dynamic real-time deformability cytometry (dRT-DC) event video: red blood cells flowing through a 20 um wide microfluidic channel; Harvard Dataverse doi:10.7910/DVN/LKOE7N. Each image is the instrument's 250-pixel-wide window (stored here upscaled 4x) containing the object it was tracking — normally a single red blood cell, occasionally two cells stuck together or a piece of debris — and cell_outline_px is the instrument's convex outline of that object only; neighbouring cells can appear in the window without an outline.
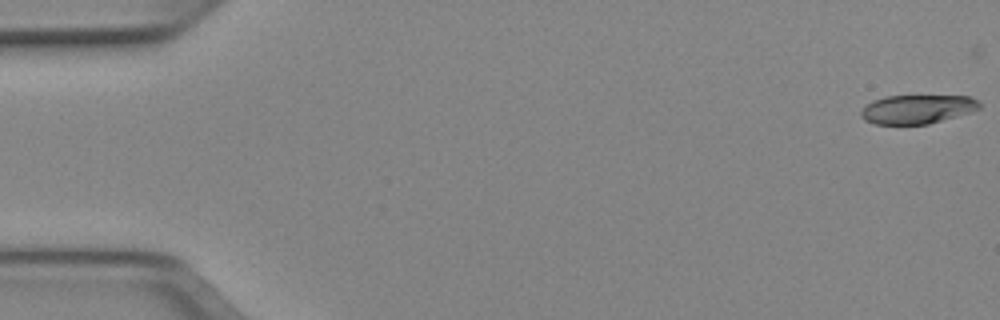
{"species": "Egyptian fruit bat (a non-hibernating species)", "species_latin": "Rousettus aegyptiacus", "temperature_condition": "cold", "stored_images_in_passage": 5, "camera_frame_rate_fps": 3000, "um_per_image_px": 0.085, "animal": {"sex": "female"}, "frame": {"image": 1, "passage_image": 1, "time_ms": 0.0, "image_size_px": [1000, 320], "cell_outline_px": [[980, 108], [972, 112], [928, 124], [876, 124], [864, 120], [860, 116], [860, 112], [872, 100], [884, 96], [968, 96], [976, 100], [980, 104]], "centroid_in_image_um": [77.95, 9.28], "position_along_channel_um": 7.0, "area_um2": 19.88}}
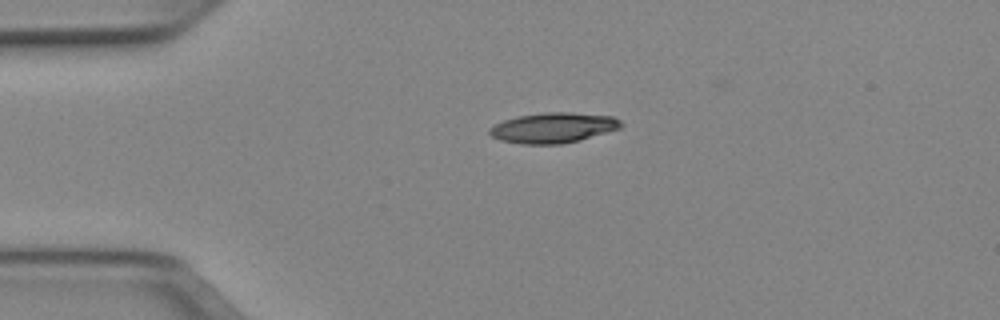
{"frame": {"image": 2, "passage_image": 4, "time_ms": 1.0, "image_size_px": [1000, 320], "cell_outline_px": [[624, 124], [620, 128], [580, 140], [560, 144], [524, 144], [500, 140], [492, 136], [488, 132], [488, 128], [504, 120], [516, 116], [544, 112], [572, 112], [612, 116], [620, 120]], "centroid_in_image_um": [47.02, 10.85], "position_along_channel_um": 38.0, "area_um2": 23.24}}